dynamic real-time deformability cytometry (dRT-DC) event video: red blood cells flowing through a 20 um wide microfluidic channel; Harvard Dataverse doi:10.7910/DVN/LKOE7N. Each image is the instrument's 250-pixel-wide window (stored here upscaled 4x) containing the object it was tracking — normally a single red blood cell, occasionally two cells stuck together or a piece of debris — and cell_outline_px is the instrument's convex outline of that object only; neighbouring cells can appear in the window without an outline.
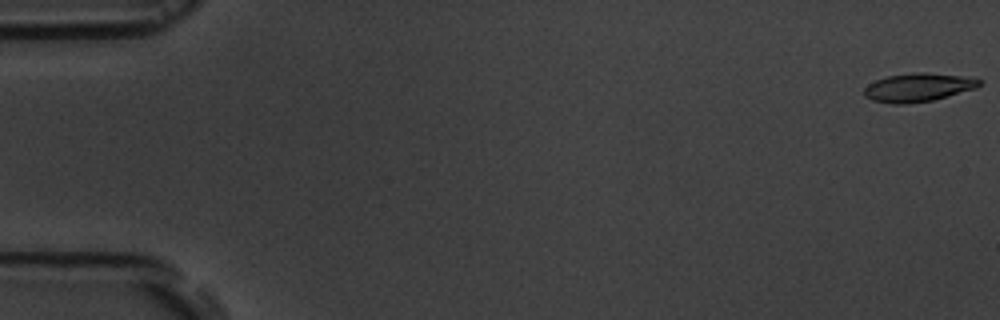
{"species": "common noctule bat (a hibernating species)", "species_latin": "Nyctalus noctula", "temperature_condition": "room temperature", "stored_images_in_passage": 8, "camera_frame_rate_fps": 3000, "um_per_image_px": 0.085, "animal": {"sex": "male", "body_mass_g": 19.5, "forearm_length_mm": 54.6}, "frame": {"image": 1, "passage_image": 1, "time_ms": 0.0, "image_size_px": [1000, 320], "cell_outline_px": [[984, 80], [976, 88], [932, 100], [904, 104], [896, 104], [872, 100], [864, 96], [864, 88], [868, 84], [876, 80], [888, 76], [916, 72], [924, 72], [976, 76]], "centroid_in_image_um": [78.11, 7.4], "position_along_channel_um": 6.9, "area_um2": 19.31}}
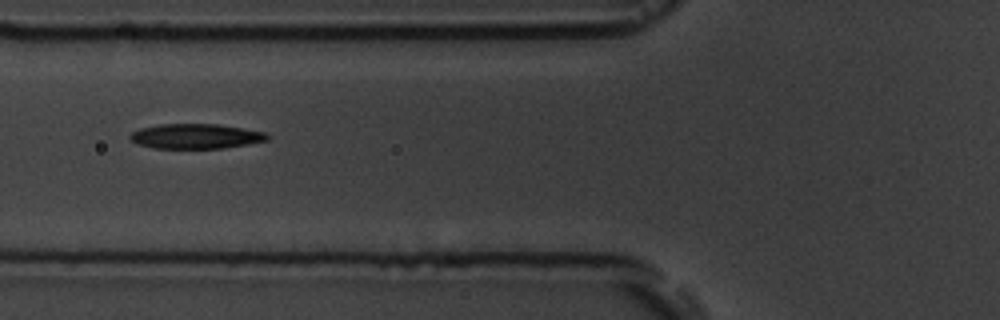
{"frame": {"image": 2, "passage_image": 7, "time_ms": 7.0, "image_size_px": [1000, 320], "cell_outline_px": [[272, 136], [268, 140], [220, 148], [152, 148], [136, 144], [128, 136], [132, 132], [140, 128], [160, 124], [220, 124], [244, 128], [264, 132]], "centroid_in_image_um": [16.62, 11.57], "position_along_channel_um": 109.2, "area_um2": 19.88}}
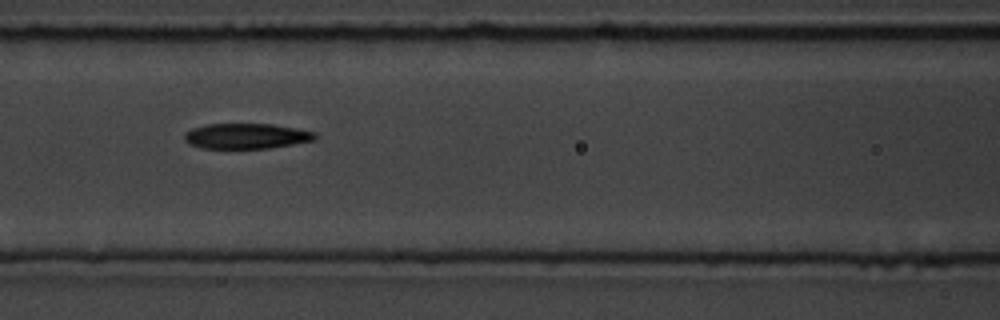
{"frame": {"image": 3, "passage_image": 8, "time_ms": 8.0, "image_size_px": [1000, 320], "cell_outline_px": [[316, 140], [268, 148], [200, 148], [188, 144], [184, 140], [184, 132], [192, 128], [208, 124], [272, 124], [296, 128], [316, 132]], "centroid_in_image_um": [20.91, 11.56], "position_along_channel_um": 145.7, "area_um2": 19.36}}